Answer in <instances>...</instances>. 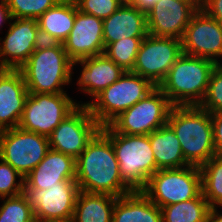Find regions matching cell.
Returning a JSON list of instances; mask_svg holds the SVG:
<instances>
[{
    "mask_svg": "<svg viewBox=\"0 0 222 222\" xmlns=\"http://www.w3.org/2000/svg\"><path fill=\"white\" fill-rule=\"evenodd\" d=\"M75 180L79 190L87 193L121 197L133 192L120 176L119 163L110 137L102 129L76 159Z\"/></svg>",
    "mask_w": 222,
    "mask_h": 222,
    "instance_id": "cell-1",
    "label": "cell"
},
{
    "mask_svg": "<svg viewBox=\"0 0 222 222\" xmlns=\"http://www.w3.org/2000/svg\"><path fill=\"white\" fill-rule=\"evenodd\" d=\"M167 124L189 165L200 167L216 155L211 114L199 105L173 106Z\"/></svg>",
    "mask_w": 222,
    "mask_h": 222,
    "instance_id": "cell-2",
    "label": "cell"
},
{
    "mask_svg": "<svg viewBox=\"0 0 222 222\" xmlns=\"http://www.w3.org/2000/svg\"><path fill=\"white\" fill-rule=\"evenodd\" d=\"M72 62L62 43L42 42L19 70L29 93H66L62 88L72 80Z\"/></svg>",
    "mask_w": 222,
    "mask_h": 222,
    "instance_id": "cell-3",
    "label": "cell"
},
{
    "mask_svg": "<svg viewBox=\"0 0 222 222\" xmlns=\"http://www.w3.org/2000/svg\"><path fill=\"white\" fill-rule=\"evenodd\" d=\"M216 63L207 58L182 54L158 88L173 106L200 105L207 93Z\"/></svg>",
    "mask_w": 222,
    "mask_h": 222,
    "instance_id": "cell-4",
    "label": "cell"
},
{
    "mask_svg": "<svg viewBox=\"0 0 222 222\" xmlns=\"http://www.w3.org/2000/svg\"><path fill=\"white\" fill-rule=\"evenodd\" d=\"M101 129L110 137L122 180L133 191H141L156 172L149 135L120 134L109 125Z\"/></svg>",
    "mask_w": 222,
    "mask_h": 222,
    "instance_id": "cell-5",
    "label": "cell"
},
{
    "mask_svg": "<svg viewBox=\"0 0 222 222\" xmlns=\"http://www.w3.org/2000/svg\"><path fill=\"white\" fill-rule=\"evenodd\" d=\"M156 86L147 78L131 71L105 88L93 100L79 104L87 106L101 127L109 125L122 112L145 98Z\"/></svg>",
    "mask_w": 222,
    "mask_h": 222,
    "instance_id": "cell-6",
    "label": "cell"
},
{
    "mask_svg": "<svg viewBox=\"0 0 222 222\" xmlns=\"http://www.w3.org/2000/svg\"><path fill=\"white\" fill-rule=\"evenodd\" d=\"M141 191L159 208L196 198L202 192L200 168L159 169Z\"/></svg>",
    "mask_w": 222,
    "mask_h": 222,
    "instance_id": "cell-7",
    "label": "cell"
},
{
    "mask_svg": "<svg viewBox=\"0 0 222 222\" xmlns=\"http://www.w3.org/2000/svg\"><path fill=\"white\" fill-rule=\"evenodd\" d=\"M79 104L67 93H29L18 127L49 137Z\"/></svg>",
    "mask_w": 222,
    "mask_h": 222,
    "instance_id": "cell-8",
    "label": "cell"
},
{
    "mask_svg": "<svg viewBox=\"0 0 222 222\" xmlns=\"http://www.w3.org/2000/svg\"><path fill=\"white\" fill-rule=\"evenodd\" d=\"M172 107L168 97L156 87L145 98L122 112L109 126L120 134L149 135L167 124Z\"/></svg>",
    "mask_w": 222,
    "mask_h": 222,
    "instance_id": "cell-9",
    "label": "cell"
},
{
    "mask_svg": "<svg viewBox=\"0 0 222 222\" xmlns=\"http://www.w3.org/2000/svg\"><path fill=\"white\" fill-rule=\"evenodd\" d=\"M50 150L49 138L15 127L0 131V158L24 178Z\"/></svg>",
    "mask_w": 222,
    "mask_h": 222,
    "instance_id": "cell-10",
    "label": "cell"
},
{
    "mask_svg": "<svg viewBox=\"0 0 222 222\" xmlns=\"http://www.w3.org/2000/svg\"><path fill=\"white\" fill-rule=\"evenodd\" d=\"M182 54L181 39L148 34L141 41L131 72L147 78L158 87Z\"/></svg>",
    "mask_w": 222,
    "mask_h": 222,
    "instance_id": "cell-11",
    "label": "cell"
},
{
    "mask_svg": "<svg viewBox=\"0 0 222 222\" xmlns=\"http://www.w3.org/2000/svg\"><path fill=\"white\" fill-rule=\"evenodd\" d=\"M79 186L74 181L59 182L48 189H23L36 222H51L73 218Z\"/></svg>",
    "mask_w": 222,
    "mask_h": 222,
    "instance_id": "cell-12",
    "label": "cell"
},
{
    "mask_svg": "<svg viewBox=\"0 0 222 222\" xmlns=\"http://www.w3.org/2000/svg\"><path fill=\"white\" fill-rule=\"evenodd\" d=\"M100 129L88 107L79 105L48 137L50 149L76 160Z\"/></svg>",
    "mask_w": 222,
    "mask_h": 222,
    "instance_id": "cell-13",
    "label": "cell"
},
{
    "mask_svg": "<svg viewBox=\"0 0 222 222\" xmlns=\"http://www.w3.org/2000/svg\"><path fill=\"white\" fill-rule=\"evenodd\" d=\"M181 41L184 54L221 63L222 25L201 8L191 17Z\"/></svg>",
    "mask_w": 222,
    "mask_h": 222,
    "instance_id": "cell-14",
    "label": "cell"
},
{
    "mask_svg": "<svg viewBox=\"0 0 222 222\" xmlns=\"http://www.w3.org/2000/svg\"><path fill=\"white\" fill-rule=\"evenodd\" d=\"M199 1L159 0L146 14L148 34L182 39Z\"/></svg>",
    "mask_w": 222,
    "mask_h": 222,
    "instance_id": "cell-15",
    "label": "cell"
},
{
    "mask_svg": "<svg viewBox=\"0 0 222 222\" xmlns=\"http://www.w3.org/2000/svg\"><path fill=\"white\" fill-rule=\"evenodd\" d=\"M11 20L5 38H0V61L6 69H19L43 41L36 19Z\"/></svg>",
    "mask_w": 222,
    "mask_h": 222,
    "instance_id": "cell-16",
    "label": "cell"
},
{
    "mask_svg": "<svg viewBox=\"0 0 222 222\" xmlns=\"http://www.w3.org/2000/svg\"><path fill=\"white\" fill-rule=\"evenodd\" d=\"M72 61L104 54L103 19L78 10L74 25L62 43Z\"/></svg>",
    "mask_w": 222,
    "mask_h": 222,
    "instance_id": "cell-17",
    "label": "cell"
},
{
    "mask_svg": "<svg viewBox=\"0 0 222 222\" xmlns=\"http://www.w3.org/2000/svg\"><path fill=\"white\" fill-rule=\"evenodd\" d=\"M29 92L19 69L0 74V131L19 126Z\"/></svg>",
    "mask_w": 222,
    "mask_h": 222,
    "instance_id": "cell-18",
    "label": "cell"
},
{
    "mask_svg": "<svg viewBox=\"0 0 222 222\" xmlns=\"http://www.w3.org/2000/svg\"><path fill=\"white\" fill-rule=\"evenodd\" d=\"M76 160L52 149L44 159L24 178V189H48L59 182L74 181Z\"/></svg>",
    "mask_w": 222,
    "mask_h": 222,
    "instance_id": "cell-19",
    "label": "cell"
},
{
    "mask_svg": "<svg viewBox=\"0 0 222 222\" xmlns=\"http://www.w3.org/2000/svg\"><path fill=\"white\" fill-rule=\"evenodd\" d=\"M80 64L83 68L77 85L81 92H85L93 99L105 88L117 81L125 72L113 60L105 54L84 58L72 62V74L74 66Z\"/></svg>",
    "mask_w": 222,
    "mask_h": 222,
    "instance_id": "cell-20",
    "label": "cell"
},
{
    "mask_svg": "<svg viewBox=\"0 0 222 222\" xmlns=\"http://www.w3.org/2000/svg\"><path fill=\"white\" fill-rule=\"evenodd\" d=\"M148 35L146 13L132 4L121 5L109 17L103 19V41L105 48L115 41L127 37Z\"/></svg>",
    "mask_w": 222,
    "mask_h": 222,
    "instance_id": "cell-21",
    "label": "cell"
},
{
    "mask_svg": "<svg viewBox=\"0 0 222 222\" xmlns=\"http://www.w3.org/2000/svg\"><path fill=\"white\" fill-rule=\"evenodd\" d=\"M112 222H163L162 212L142 191L117 197Z\"/></svg>",
    "mask_w": 222,
    "mask_h": 222,
    "instance_id": "cell-22",
    "label": "cell"
},
{
    "mask_svg": "<svg viewBox=\"0 0 222 222\" xmlns=\"http://www.w3.org/2000/svg\"><path fill=\"white\" fill-rule=\"evenodd\" d=\"M77 5L57 3L38 19V28L43 42L63 43L73 28Z\"/></svg>",
    "mask_w": 222,
    "mask_h": 222,
    "instance_id": "cell-23",
    "label": "cell"
},
{
    "mask_svg": "<svg viewBox=\"0 0 222 222\" xmlns=\"http://www.w3.org/2000/svg\"><path fill=\"white\" fill-rule=\"evenodd\" d=\"M149 140L155 157L156 171L189 166L184 159L179 140L168 124L149 134Z\"/></svg>",
    "mask_w": 222,
    "mask_h": 222,
    "instance_id": "cell-24",
    "label": "cell"
},
{
    "mask_svg": "<svg viewBox=\"0 0 222 222\" xmlns=\"http://www.w3.org/2000/svg\"><path fill=\"white\" fill-rule=\"evenodd\" d=\"M115 196L79 191L73 222H112Z\"/></svg>",
    "mask_w": 222,
    "mask_h": 222,
    "instance_id": "cell-25",
    "label": "cell"
},
{
    "mask_svg": "<svg viewBox=\"0 0 222 222\" xmlns=\"http://www.w3.org/2000/svg\"><path fill=\"white\" fill-rule=\"evenodd\" d=\"M210 206L202 192L193 199L161 207L163 222H206Z\"/></svg>",
    "mask_w": 222,
    "mask_h": 222,
    "instance_id": "cell-26",
    "label": "cell"
},
{
    "mask_svg": "<svg viewBox=\"0 0 222 222\" xmlns=\"http://www.w3.org/2000/svg\"><path fill=\"white\" fill-rule=\"evenodd\" d=\"M199 168L202 194L210 208L222 207V155H215Z\"/></svg>",
    "mask_w": 222,
    "mask_h": 222,
    "instance_id": "cell-27",
    "label": "cell"
},
{
    "mask_svg": "<svg viewBox=\"0 0 222 222\" xmlns=\"http://www.w3.org/2000/svg\"><path fill=\"white\" fill-rule=\"evenodd\" d=\"M144 37H127L110 43L104 54L125 71H132Z\"/></svg>",
    "mask_w": 222,
    "mask_h": 222,
    "instance_id": "cell-28",
    "label": "cell"
},
{
    "mask_svg": "<svg viewBox=\"0 0 222 222\" xmlns=\"http://www.w3.org/2000/svg\"><path fill=\"white\" fill-rule=\"evenodd\" d=\"M0 200H3L0 206V222H36L27 197L23 193Z\"/></svg>",
    "mask_w": 222,
    "mask_h": 222,
    "instance_id": "cell-29",
    "label": "cell"
},
{
    "mask_svg": "<svg viewBox=\"0 0 222 222\" xmlns=\"http://www.w3.org/2000/svg\"><path fill=\"white\" fill-rule=\"evenodd\" d=\"M6 3L12 18L37 20L58 2L57 0H6Z\"/></svg>",
    "mask_w": 222,
    "mask_h": 222,
    "instance_id": "cell-30",
    "label": "cell"
},
{
    "mask_svg": "<svg viewBox=\"0 0 222 222\" xmlns=\"http://www.w3.org/2000/svg\"><path fill=\"white\" fill-rule=\"evenodd\" d=\"M199 106L210 114L222 112V63L214 66L207 93Z\"/></svg>",
    "mask_w": 222,
    "mask_h": 222,
    "instance_id": "cell-31",
    "label": "cell"
},
{
    "mask_svg": "<svg viewBox=\"0 0 222 222\" xmlns=\"http://www.w3.org/2000/svg\"><path fill=\"white\" fill-rule=\"evenodd\" d=\"M23 189L24 177L0 158V198L18 196L23 193Z\"/></svg>",
    "mask_w": 222,
    "mask_h": 222,
    "instance_id": "cell-32",
    "label": "cell"
},
{
    "mask_svg": "<svg viewBox=\"0 0 222 222\" xmlns=\"http://www.w3.org/2000/svg\"><path fill=\"white\" fill-rule=\"evenodd\" d=\"M78 10L95 17L105 19L114 13L123 3L121 0H80Z\"/></svg>",
    "mask_w": 222,
    "mask_h": 222,
    "instance_id": "cell-33",
    "label": "cell"
},
{
    "mask_svg": "<svg viewBox=\"0 0 222 222\" xmlns=\"http://www.w3.org/2000/svg\"><path fill=\"white\" fill-rule=\"evenodd\" d=\"M216 155H222V112L211 114Z\"/></svg>",
    "mask_w": 222,
    "mask_h": 222,
    "instance_id": "cell-34",
    "label": "cell"
},
{
    "mask_svg": "<svg viewBox=\"0 0 222 222\" xmlns=\"http://www.w3.org/2000/svg\"><path fill=\"white\" fill-rule=\"evenodd\" d=\"M201 9L222 25V0H205Z\"/></svg>",
    "mask_w": 222,
    "mask_h": 222,
    "instance_id": "cell-35",
    "label": "cell"
},
{
    "mask_svg": "<svg viewBox=\"0 0 222 222\" xmlns=\"http://www.w3.org/2000/svg\"><path fill=\"white\" fill-rule=\"evenodd\" d=\"M159 0H134L131 4L138 8L140 11L147 14V12L158 2Z\"/></svg>",
    "mask_w": 222,
    "mask_h": 222,
    "instance_id": "cell-36",
    "label": "cell"
},
{
    "mask_svg": "<svg viewBox=\"0 0 222 222\" xmlns=\"http://www.w3.org/2000/svg\"><path fill=\"white\" fill-rule=\"evenodd\" d=\"M11 19L12 17L10 10L7 7L6 0H0V27L3 25V23H7L6 21H12Z\"/></svg>",
    "mask_w": 222,
    "mask_h": 222,
    "instance_id": "cell-37",
    "label": "cell"
},
{
    "mask_svg": "<svg viewBox=\"0 0 222 222\" xmlns=\"http://www.w3.org/2000/svg\"><path fill=\"white\" fill-rule=\"evenodd\" d=\"M219 212L217 207L210 208L206 222H222V214Z\"/></svg>",
    "mask_w": 222,
    "mask_h": 222,
    "instance_id": "cell-38",
    "label": "cell"
},
{
    "mask_svg": "<svg viewBox=\"0 0 222 222\" xmlns=\"http://www.w3.org/2000/svg\"><path fill=\"white\" fill-rule=\"evenodd\" d=\"M80 0H57L58 3H71L77 4Z\"/></svg>",
    "mask_w": 222,
    "mask_h": 222,
    "instance_id": "cell-39",
    "label": "cell"
},
{
    "mask_svg": "<svg viewBox=\"0 0 222 222\" xmlns=\"http://www.w3.org/2000/svg\"><path fill=\"white\" fill-rule=\"evenodd\" d=\"M134 0H121L123 4H131Z\"/></svg>",
    "mask_w": 222,
    "mask_h": 222,
    "instance_id": "cell-40",
    "label": "cell"
},
{
    "mask_svg": "<svg viewBox=\"0 0 222 222\" xmlns=\"http://www.w3.org/2000/svg\"><path fill=\"white\" fill-rule=\"evenodd\" d=\"M6 68L2 65L1 61H0V74L5 70Z\"/></svg>",
    "mask_w": 222,
    "mask_h": 222,
    "instance_id": "cell-41",
    "label": "cell"
},
{
    "mask_svg": "<svg viewBox=\"0 0 222 222\" xmlns=\"http://www.w3.org/2000/svg\"><path fill=\"white\" fill-rule=\"evenodd\" d=\"M51 222H73V219H69V220H60V221H51Z\"/></svg>",
    "mask_w": 222,
    "mask_h": 222,
    "instance_id": "cell-42",
    "label": "cell"
},
{
    "mask_svg": "<svg viewBox=\"0 0 222 222\" xmlns=\"http://www.w3.org/2000/svg\"><path fill=\"white\" fill-rule=\"evenodd\" d=\"M201 4L205 1V0H198Z\"/></svg>",
    "mask_w": 222,
    "mask_h": 222,
    "instance_id": "cell-43",
    "label": "cell"
}]
</instances>
